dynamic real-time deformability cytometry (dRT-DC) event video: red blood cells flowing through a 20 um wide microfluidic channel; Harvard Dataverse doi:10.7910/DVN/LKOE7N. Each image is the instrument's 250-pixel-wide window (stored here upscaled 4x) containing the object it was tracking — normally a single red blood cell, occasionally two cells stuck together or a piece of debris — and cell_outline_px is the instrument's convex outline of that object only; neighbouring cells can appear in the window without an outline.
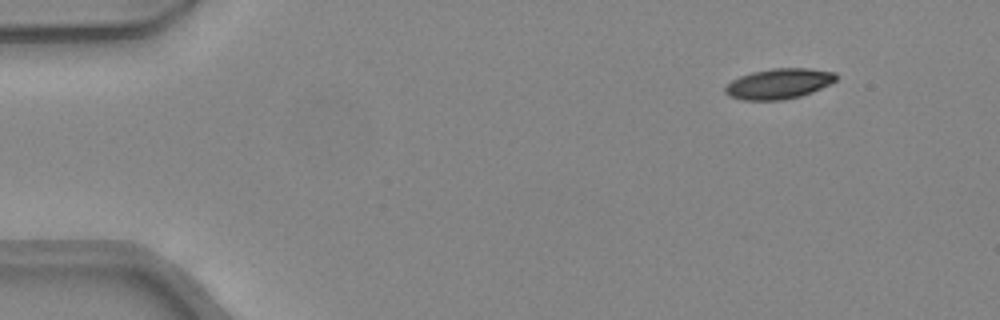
{"species": "common noctule bat (a hibernating species)", "species_latin": "Nyctalus noctula", "temperature_condition": "warm", "stored_images_in_passage": 43, "camera_frame_rate_fps": 3000, "um_per_image_px": 0.085, "animal": {"sex": "female", "body_mass_g": 24.6, "forearm_length_mm": 56.2}, "frame": {"image": 1, "passage_image": 1, "time_ms": 0.0, "image_size_px": [1000, 320], "cell_outline_px": [[836, 80], [832, 84], [812, 92], [800, 96], [784, 100], [744, 100], [728, 96], [724, 92], [724, 88], [732, 80], [740, 76], [752, 72], [772, 68], [808, 68], [836, 72]], "centroid_in_image_um": [66.21, 7.11], "position_along_channel_um": 18.8, "area_um2": 19.77}}
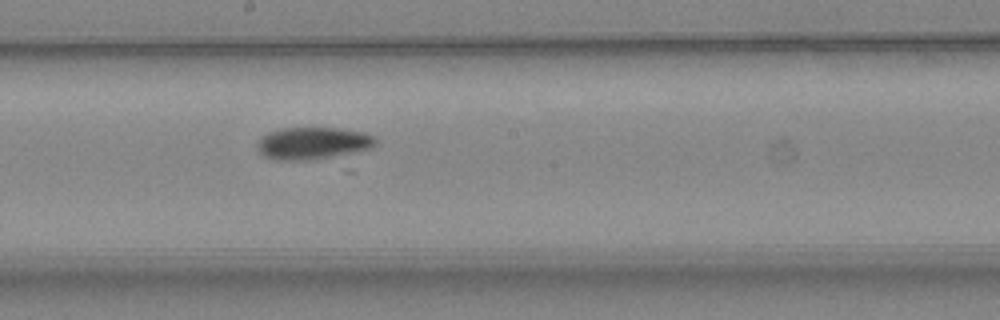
{"frame": {"image": 2, "passage_image": 22, "time_ms": 7.0, "image_size_px": [1000, 320], "cell_outline_px": [[376, 144], [368, 148], [352, 152], [316, 160], [276, 160], [264, 156], [256, 148], [256, 144], [268, 132], [284, 128], [340, 128], [364, 132], [372, 136], [376, 140]], "centroid_in_image_um": [26.56, 12.18], "position_along_channel_um": 221.6, "area_um2": 22.02}}
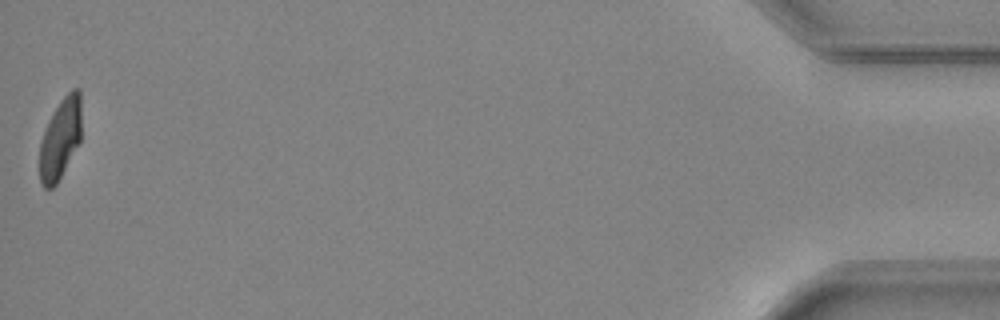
{"frame": {"image": 3, "passage_image": 43, "time_ms": 14.0, "image_size_px": [1000, 320], "cell_outline_px": [[80, 140], [56, 184], [52, 188], [44, 188], [40, 180], [40, 140], [48, 120], [60, 100], [72, 88], [80, 88]], "centroid_in_image_um": [5.11, 11.75], "position_along_channel_um": 430.1, "area_um2": 19.36}, "authors_computed_cell_mechanics": {"area_um2": 21.3282, "velocity_mm_per_s": 4.3653, "shape_relaxation_time_tau1_ms": 3.7923, "shape_relaxation_time_tau2_ms": null, "deformation_change_tau1": 0.1768, "deformation_change_tau2": null}}